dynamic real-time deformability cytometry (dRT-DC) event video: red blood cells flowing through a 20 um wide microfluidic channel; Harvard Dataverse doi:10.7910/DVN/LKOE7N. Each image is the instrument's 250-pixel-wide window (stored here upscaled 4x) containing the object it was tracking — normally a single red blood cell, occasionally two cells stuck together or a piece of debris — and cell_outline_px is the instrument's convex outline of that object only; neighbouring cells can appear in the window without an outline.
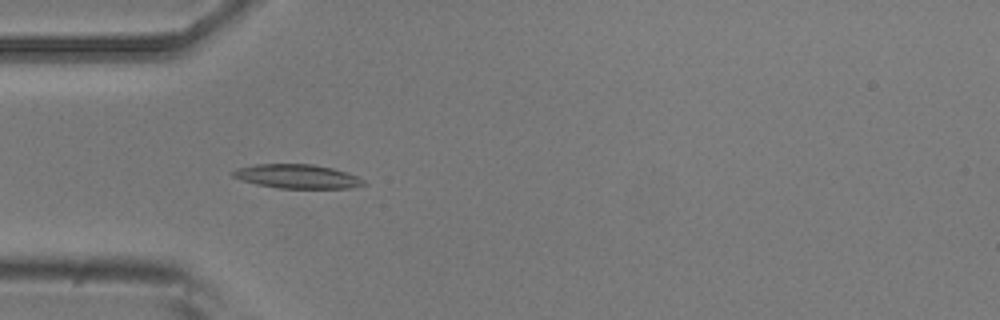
{"species": "common noctule bat (a hibernating species)", "species_latin": "Nyctalus noctula", "temperature_condition": "room temperature", "stored_images_in_passage": 6, "camera_frame_rate_fps": 3000, "um_per_image_px": 0.085, "animal": {"sex": "male", "body_mass_g": 20.5, "forearm_length_mm": 52.5}, "frame": {"image": 1, "passage_image": 4, "time_ms": 3.667, "image_size_px": [1000, 320], "cell_outline_px": [[368, 184], [352, 188], [276, 188], [256, 184], [232, 176], [228, 172], [236, 168], [256, 164], [312, 164], [332, 168], [356, 176], [364, 180]], "centroid_in_image_um": [25.23, 14.99], "position_along_channel_um": 59.8, "area_um2": 18.32}}
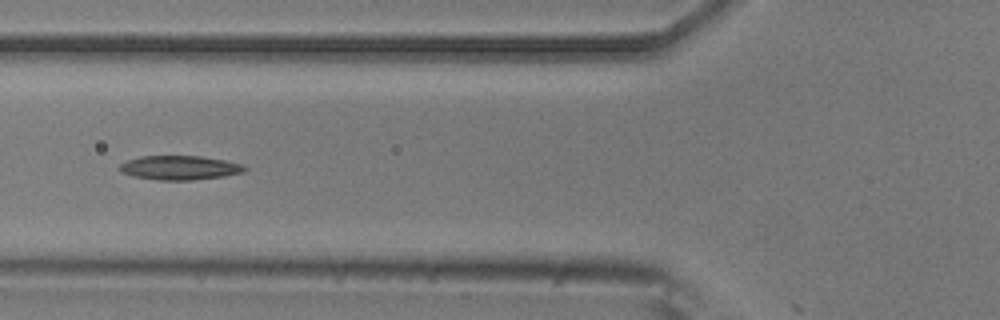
{"frame": {"image": 2, "passage_image": 5, "time_ms": 5.0, "image_size_px": [1000, 320], "cell_outline_px": [[248, 168], [244, 172], [224, 176], [192, 180], [160, 180], [132, 176], [120, 172], [120, 164], [128, 160], [140, 156], [200, 156], [224, 160], [244, 164]], "centroid_in_image_um": [15.3, 14.25], "position_along_channel_um": 110.5, "area_um2": 17.63}}
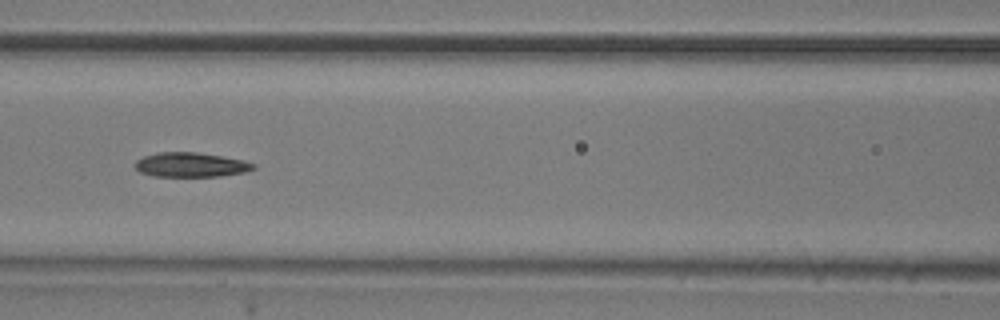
{"frame": {"image": 3, "passage_image": 6, "time_ms": 6.0, "image_size_px": [1000, 320], "cell_outline_px": [[256, 168], [244, 172], [220, 176], [152, 176], [140, 172], [132, 164], [136, 160], [144, 156], [156, 152], [196, 152], [244, 160], [256, 164]], "centroid_in_image_um": [16.19, 14.0], "position_along_channel_um": 150.4, "area_um2": 16.94}}